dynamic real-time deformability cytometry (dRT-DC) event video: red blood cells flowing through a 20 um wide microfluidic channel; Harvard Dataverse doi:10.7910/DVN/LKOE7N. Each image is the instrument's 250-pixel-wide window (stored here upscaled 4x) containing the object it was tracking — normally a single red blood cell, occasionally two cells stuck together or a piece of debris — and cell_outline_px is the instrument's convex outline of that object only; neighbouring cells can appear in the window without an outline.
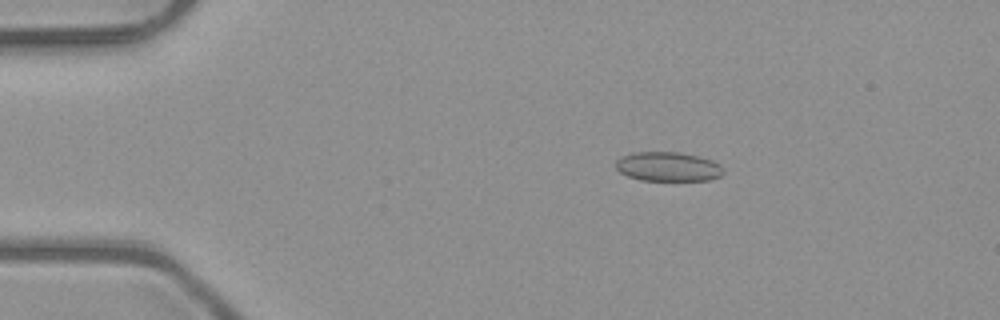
{"species": "common noctule bat (a hibernating species)", "species_latin": "Nyctalus noctula", "temperature_condition": "room temperature", "stored_images_in_passage": 48, "camera_frame_rate_fps": 3000, "um_per_image_px": 0.085, "animal": {"sex": "male", "body_mass_g": 23.1, "forearm_length_mm": 52.7}, "frame": {"image": 1, "passage_image": 6, "time_ms": 1.667, "image_size_px": [1000, 320], "cell_outline_px": [[724, 172], [720, 176], [712, 180], [640, 180], [628, 176], [620, 172], [616, 168], [616, 160], [620, 156], [632, 152], [680, 152], [700, 156], [712, 160], [720, 164]], "centroid_in_image_um": [56.78, 14.15], "position_along_channel_um": 28.2, "area_um2": 18.55}}
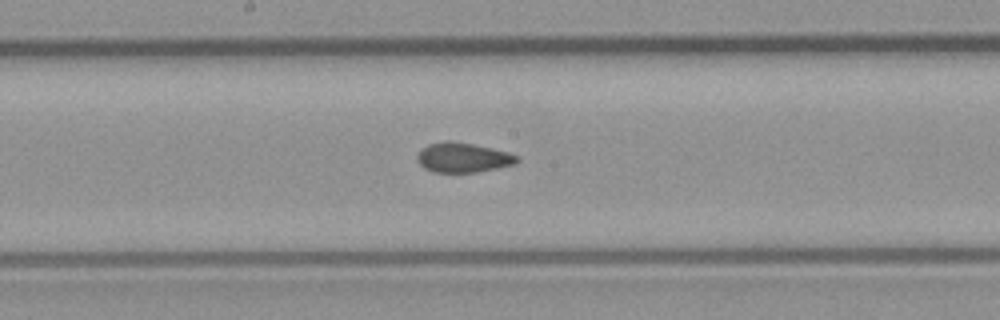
{"frame": {"image": 2, "passage_image": 24, "time_ms": 7.667, "image_size_px": [1000, 320], "cell_outline_px": [[520, 160], [516, 164], [476, 172], [436, 172], [424, 168], [416, 160], [416, 156], [428, 144], [472, 144], [508, 152], [516, 156]], "centroid_in_image_um": [39.39, 13.44], "position_along_channel_um": 208.8, "area_um2": 16.42}}
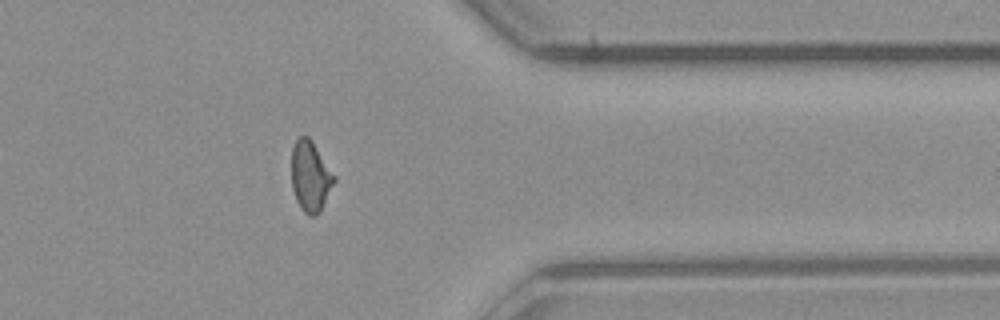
{"frame": {"image": 3, "passage_image": 38, "time_ms": 12.333, "image_size_px": [1000, 320], "cell_outline_px": [[336, 180], [320, 212], [316, 216], [308, 216], [300, 208], [296, 200], [292, 188], [292, 148], [296, 140], [300, 136], [308, 136], [312, 140], [336, 176]], "centroid_in_image_um": [26.4, 15.0], "position_along_channel_um": 385.0, "area_um2": 17.69}, "authors_computed_cell_mechanics": {"area_um2": 17.5423, "velocity_mm_per_s": 4.0676, "shape_relaxation_time_tau1_ms": null, "shape_relaxation_time_tau2_ms": 1.8609, "deformation_change_tau1": null, "deformation_change_tau2": 0.0458}}